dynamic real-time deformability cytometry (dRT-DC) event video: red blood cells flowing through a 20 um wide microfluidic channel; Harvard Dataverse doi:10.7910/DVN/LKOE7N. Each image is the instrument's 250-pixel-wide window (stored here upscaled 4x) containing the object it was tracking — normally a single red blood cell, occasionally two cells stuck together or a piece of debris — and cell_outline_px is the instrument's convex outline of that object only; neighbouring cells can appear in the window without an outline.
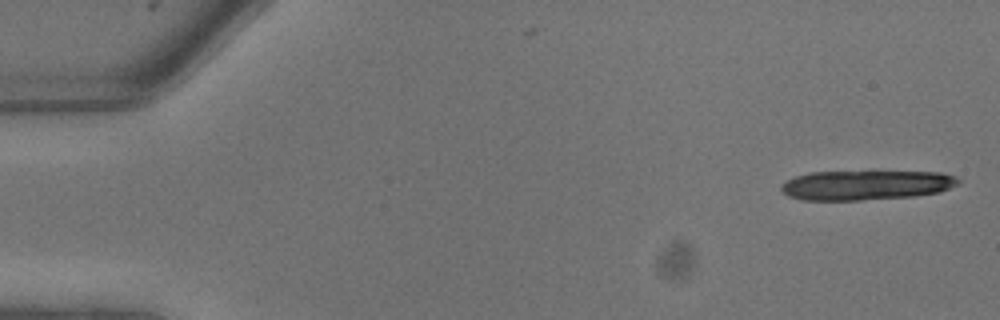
{"species": "common noctule bat (a hibernating species)", "species_latin": "Nyctalus noctula", "temperature_condition": "warm", "stored_images_in_passage": 10, "segment_of_instrument_passage": [1, 2], "camera_frame_rate_fps": 3000, "um_per_image_px": 0.085, "animal": {"sex": "male", "body_mass_g": 13.3}, "frame": {"image": 1, "passage_image": 1, "time_ms": 0.0, "image_size_px": [1000, 320], "cell_outline_px": [[960, 184], [940, 192], [916, 196], [860, 200], [800, 200], [788, 196], [780, 188], [788, 180], [796, 176], [812, 172], [940, 172], [956, 176], [960, 180]], "centroid_in_image_um": [73.67, 15.74], "position_along_channel_um": 11.3, "area_um2": 30.52}}